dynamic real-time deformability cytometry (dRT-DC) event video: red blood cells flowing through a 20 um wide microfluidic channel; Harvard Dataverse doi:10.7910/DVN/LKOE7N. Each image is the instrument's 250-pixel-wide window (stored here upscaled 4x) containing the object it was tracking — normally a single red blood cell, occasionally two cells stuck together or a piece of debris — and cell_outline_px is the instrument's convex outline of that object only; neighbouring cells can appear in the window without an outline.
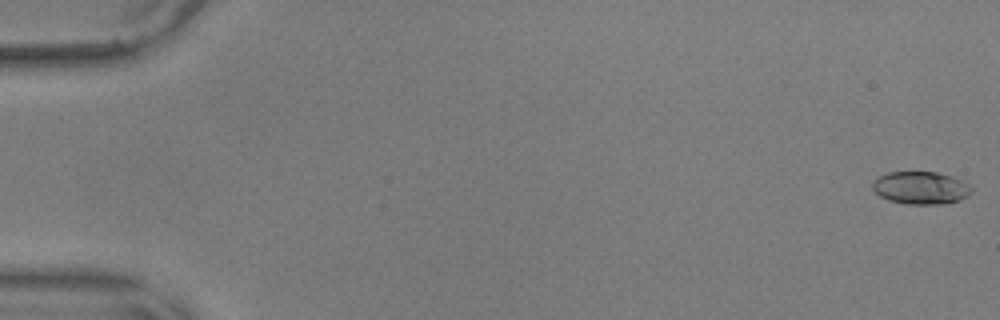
{"species": "common noctule bat (a hibernating species)", "species_latin": "Nyctalus noctula", "temperature_condition": "warm", "stored_images_in_passage": 21, "camera_frame_rate_fps": 3000, "um_per_image_px": 0.085, "animal": {"sex": "male", "body_mass_g": 17.9, "forearm_length_mm": 54.2}, "frame": {"image": 1, "passage_image": 1, "time_ms": 0.0, "image_size_px": [1000, 320], "cell_outline_px": [[972, 192], [968, 196], [960, 200], [940, 204], [908, 204], [888, 200], [880, 196], [872, 188], [872, 184], [880, 176], [888, 172], [936, 172], [952, 176], [968, 184], [972, 188]], "centroid_in_image_um": [78.28, 15.97], "position_along_channel_um": 6.7, "area_um2": 18.73}}